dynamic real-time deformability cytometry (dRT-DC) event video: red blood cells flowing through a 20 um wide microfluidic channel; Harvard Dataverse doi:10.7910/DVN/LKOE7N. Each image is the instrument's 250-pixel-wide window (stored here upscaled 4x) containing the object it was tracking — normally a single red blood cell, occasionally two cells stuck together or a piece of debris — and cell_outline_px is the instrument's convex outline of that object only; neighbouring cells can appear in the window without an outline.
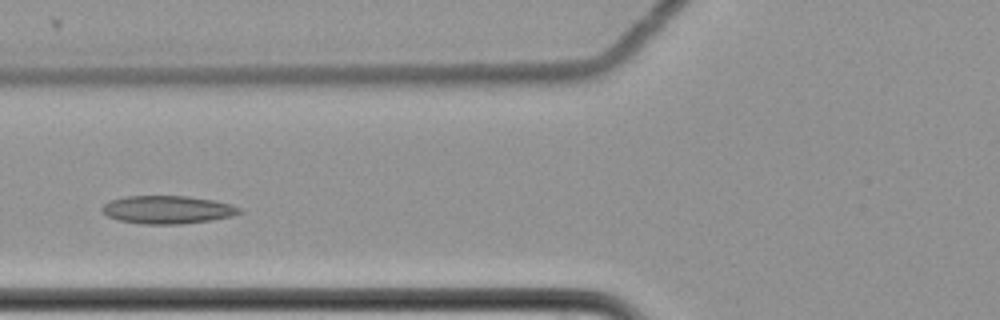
{"species": "common noctule bat (a hibernating species)", "species_latin": "Nyctalus noctula", "temperature_condition": "cold", "stored_images_in_passage": 6, "camera_frame_rate_fps": 3000, "um_per_image_px": 0.085, "animal": {"sex": "female", "body_mass_g": 22.7, "forearm_length_mm": 54.2}, "frame": {"image": 1, "passage_image": 5, "time_ms": 1.333, "image_size_px": [1000, 320], "cell_outline_px": [[244, 212], [232, 216], [212, 220], [180, 224], [140, 224], [116, 220], [100, 212], [100, 208], [104, 204], [112, 200], [128, 196], [188, 196], [212, 200], [228, 204], [240, 208]], "centroid_in_image_um": [14.2, 17.83], "position_along_channel_um": 111.6, "area_um2": 22.48}}
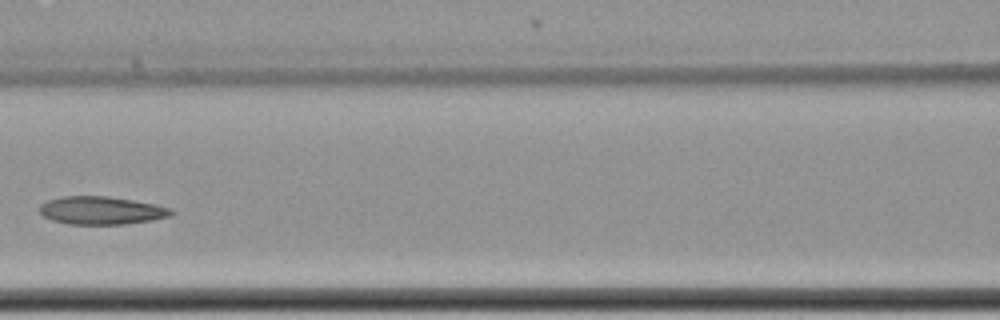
{"frame": {"image": 2, "passage_image": 6, "time_ms": 1.667, "image_size_px": [1000, 320], "cell_outline_px": [[176, 212], [172, 216], [152, 220], [124, 224], [68, 224], [52, 220], [44, 216], [40, 212], [40, 204], [48, 200], [64, 196], [108, 196], [156, 204], [172, 208]], "centroid_in_image_um": [8.66, 17.89], "position_along_channel_um": 157.9, "area_um2": 21.56}}